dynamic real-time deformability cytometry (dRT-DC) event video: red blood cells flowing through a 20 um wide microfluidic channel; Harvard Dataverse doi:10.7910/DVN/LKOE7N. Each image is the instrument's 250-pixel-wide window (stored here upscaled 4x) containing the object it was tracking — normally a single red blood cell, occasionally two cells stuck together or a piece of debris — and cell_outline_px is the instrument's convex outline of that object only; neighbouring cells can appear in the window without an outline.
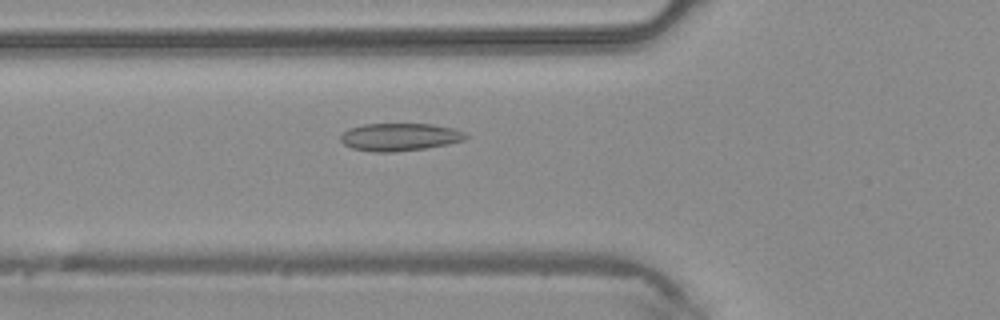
{"species": "common noctule bat (a hibernating species)", "species_latin": "Nyctalus noctula", "temperature_condition": "warm", "stored_images_in_passage": 38, "camera_frame_rate_fps": 3000, "um_per_image_px": 0.085, "animal": {"sex": "male", "body_mass_g": 20.4}, "frame": {"image": 1, "passage_image": 9, "time_ms": 2.667, "image_size_px": [1000, 320], "cell_outline_px": [[468, 136], [464, 140], [448, 144], [424, 148], [392, 152], [376, 152], [352, 148], [344, 144], [340, 140], [340, 136], [348, 128], [364, 124], [432, 124], [452, 128], [464, 132]], "centroid_in_image_um": [33.96, 11.64], "position_along_channel_um": 91.8, "area_um2": 20.06}}
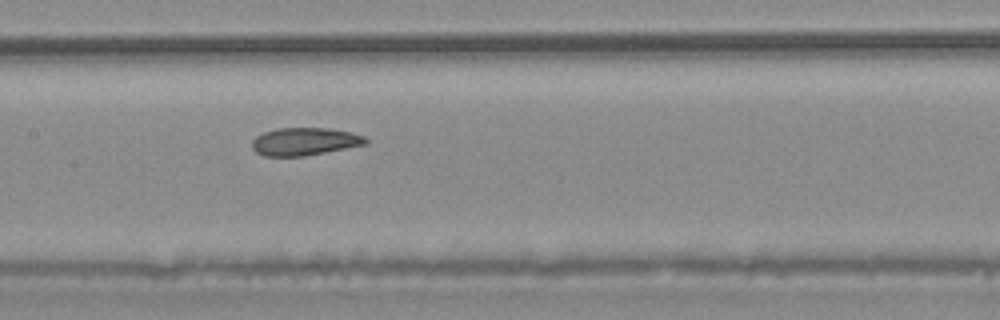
{"frame": {"image": 2, "passage_image": 15, "time_ms": 4.667, "image_size_px": [1000, 320], "cell_outline_px": [[368, 144], [304, 156], [264, 156], [256, 152], [252, 148], [252, 140], [256, 136], [264, 132], [276, 128], [328, 128], [352, 132], [364, 136], [368, 140]], "centroid_in_image_um": [25.9, 12.02], "position_along_channel_um": 181.5, "area_um2": 18.44}}
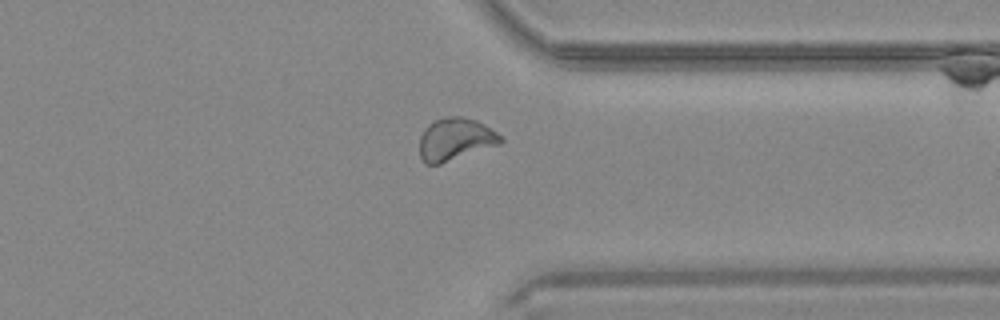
{"frame": {"image": 3, "passage_image": 28, "time_ms": 9.0, "image_size_px": [1000, 320], "cell_outline_px": [[504, 140], [500, 144], [440, 164], [424, 164], [420, 160], [420, 136], [424, 128], [432, 120], [444, 116], [464, 116], [476, 120], [484, 124], [496, 132]], "centroid_in_image_um": [38.67, 11.82], "position_along_channel_um": 372.7, "area_um2": 20.29}}